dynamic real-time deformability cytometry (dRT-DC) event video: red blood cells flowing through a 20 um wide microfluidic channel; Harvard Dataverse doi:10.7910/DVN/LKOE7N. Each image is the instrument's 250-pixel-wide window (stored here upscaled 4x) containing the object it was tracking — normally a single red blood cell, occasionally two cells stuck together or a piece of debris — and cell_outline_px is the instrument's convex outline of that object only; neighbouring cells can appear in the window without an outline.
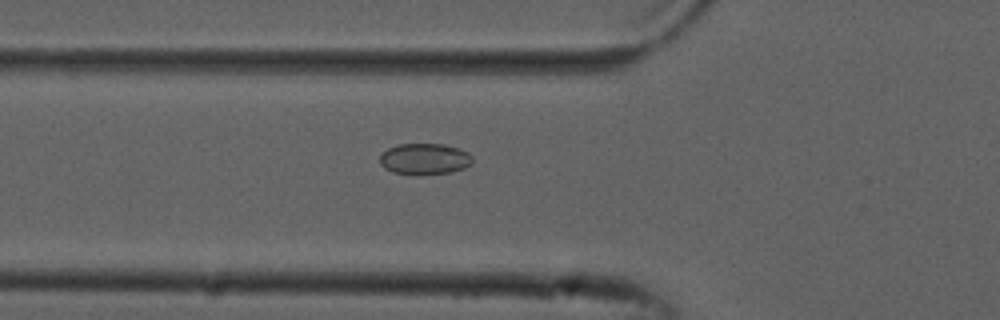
{"species": "common noctule bat (a hibernating species)", "species_latin": "Nyctalus noctula", "temperature_condition": "cold", "stored_images_in_passage": 44, "camera_frame_rate_fps": 3000, "um_per_image_px": 0.085, "animal": {"sex": "male", "forearm_length_mm": 52.5}, "frame": {"image": 1, "passage_image": 19, "time_ms": 6.0, "image_size_px": [1000, 320], "cell_outline_px": [[472, 164], [464, 168], [452, 172], [416, 176], [392, 172], [384, 168], [380, 164], [380, 156], [388, 148], [400, 144], [444, 144], [460, 148], [468, 152], [472, 156]], "centroid_in_image_um": [36.11, 13.53], "position_along_channel_um": 89.7, "area_um2": 17.17}}
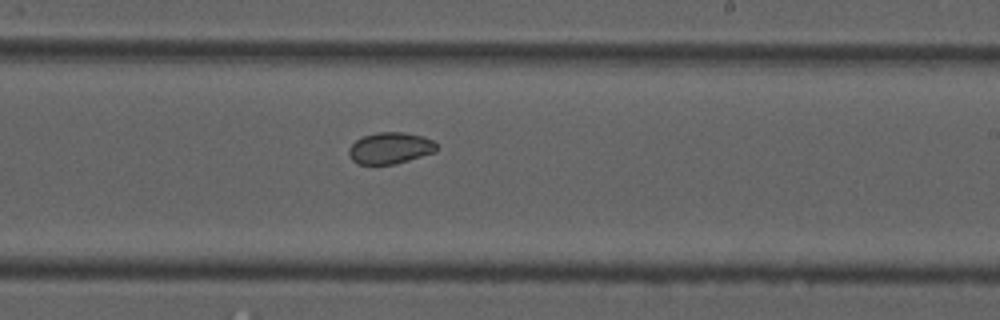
{"frame": {"image": 2, "passage_image": 32, "time_ms": 10.333, "image_size_px": [1000, 320], "cell_outline_px": [[436, 152], [396, 164], [356, 164], [352, 160], [348, 152], [348, 148], [356, 140], [364, 136], [376, 132], [404, 132], [424, 136], [432, 140], [436, 144]], "centroid_in_image_um": [33.16, 12.59], "position_along_channel_um": 255.8, "area_um2": 16.18}}
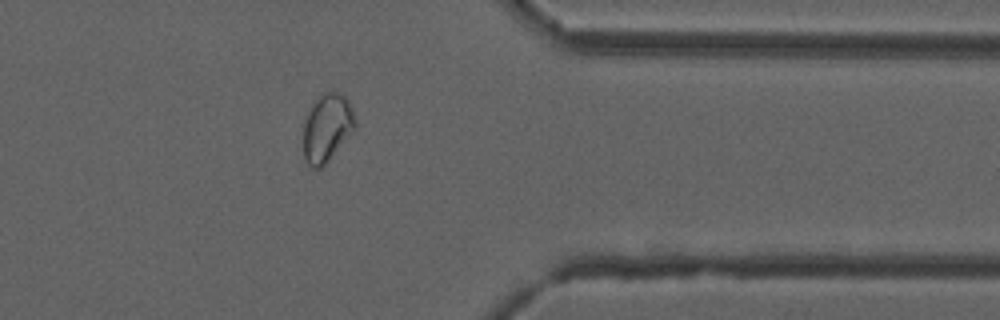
{"frame": {"image": 3, "passage_image": 43, "time_ms": 14.0, "image_size_px": [1000, 320], "cell_outline_px": [[356, 128], [328, 160], [320, 168], [312, 168], [308, 164], [304, 156], [304, 120], [312, 104], [324, 92], [336, 92], [344, 96], [348, 100], [356, 116]], "centroid_in_image_um": [27.81, 10.85], "position_along_channel_um": 383.6, "area_um2": 20.29}}